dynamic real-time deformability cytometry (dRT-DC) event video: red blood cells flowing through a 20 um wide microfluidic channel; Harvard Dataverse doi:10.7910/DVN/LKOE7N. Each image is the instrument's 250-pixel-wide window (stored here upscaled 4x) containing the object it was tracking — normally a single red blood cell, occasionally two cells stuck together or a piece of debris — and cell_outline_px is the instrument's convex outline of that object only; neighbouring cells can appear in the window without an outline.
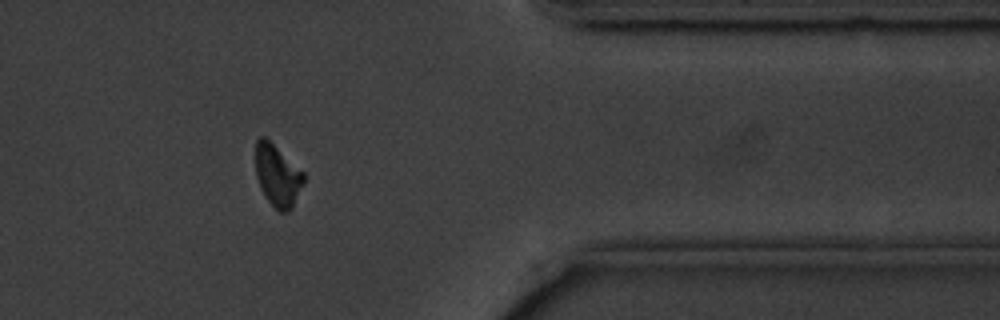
{"species": "common noctule bat (a hibernating species)", "species_latin": "Nyctalus noctula", "temperature_condition": "cold", "stored_images_in_passage": 14, "camera_frame_rate_fps": 3000, "um_per_image_px": 0.085, "animal": {"sex": "male", "body_mass_g": 20.1, "forearm_length_mm": 53.5}, "frame": {"image": 1, "passage_image": 12, "time_ms": 13.667, "image_size_px": [1000, 320], "cell_outline_px": [[304, 184], [292, 208], [288, 212], [280, 212], [268, 200], [260, 188], [256, 176], [256, 140], [260, 136], [264, 136], [304, 172]], "centroid_in_image_um": [23.6, 14.93], "position_along_channel_um": 387.8, "area_um2": 17.22}}
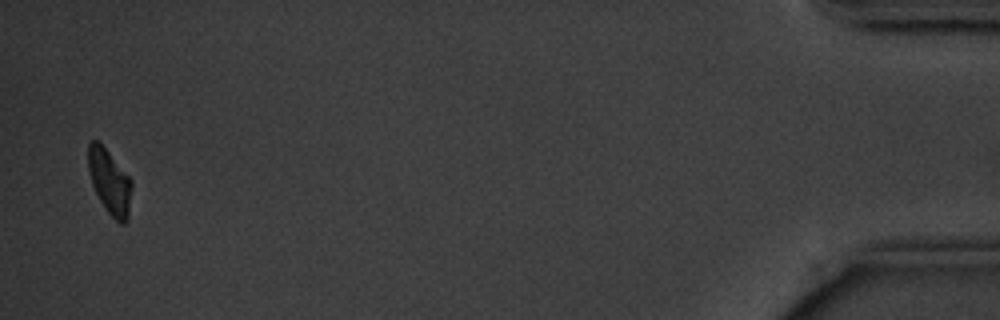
{"frame": {"image": 2, "passage_image": 14, "time_ms": 16.667, "image_size_px": [1000, 320], "cell_outline_px": [[132, 188], [128, 220], [124, 224], [120, 224], [104, 208], [92, 184], [88, 168], [88, 144], [92, 140], [96, 140], [108, 152], [132, 180]], "centroid_in_image_um": [9.33, 15.49], "position_along_channel_um": 425.9, "area_um2": 16.24}, "authors_computed_cell_mechanics": {"area_um2": 18.3804, "velocity_mm_per_s": 3.5855, "shape_relaxation_time_tau1_ms": 2.9703, "shape_relaxation_time_tau2_ms": null, "deformation_change_tau1": 0.1029, "deformation_change_tau2": null}}